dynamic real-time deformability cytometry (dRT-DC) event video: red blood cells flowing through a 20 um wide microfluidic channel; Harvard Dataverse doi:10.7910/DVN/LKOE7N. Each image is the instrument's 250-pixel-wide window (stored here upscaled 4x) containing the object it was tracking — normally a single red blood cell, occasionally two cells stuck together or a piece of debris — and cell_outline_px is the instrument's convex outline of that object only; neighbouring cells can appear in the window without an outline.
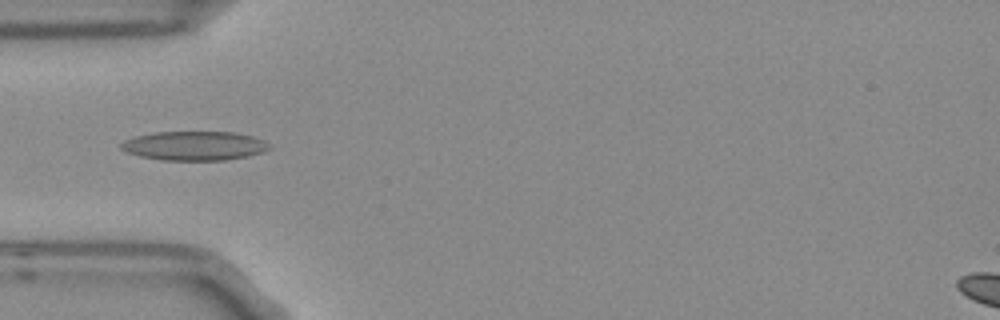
{"species": "Egyptian fruit bat (a non-hibernating species)", "species_latin": "Rousettus aegyptiacus", "temperature_condition": "room temperature", "stored_images_in_passage": 5, "camera_frame_rate_fps": 3000, "um_per_image_px": 0.085, "frame": {"image": 1, "passage_image": 3, "time_ms": 0.667, "image_size_px": [1000, 320], "cell_outline_px": [[272, 148], [264, 152], [248, 156], [224, 160], [160, 160], [140, 156], [128, 152], [120, 148], [120, 144], [124, 140], [136, 136], [152, 132], [232, 132], [252, 136], [264, 140], [272, 144]], "centroid_in_image_um": [16.56, 12.39], "position_along_channel_um": 68.4, "area_um2": 25.32}}
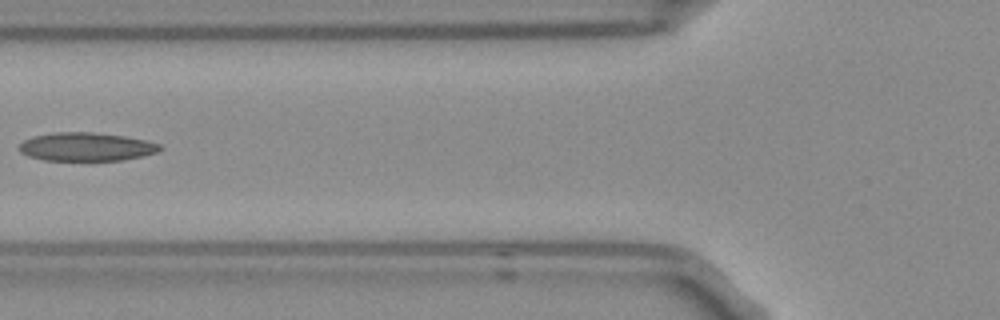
{"frame": {"image": 2, "passage_image": 4, "time_ms": 1.0, "image_size_px": [1000, 320], "cell_outline_px": [[164, 148], [156, 152], [124, 160], [44, 160], [28, 156], [20, 152], [20, 144], [24, 140], [32, 136], [52, 132], [92, 132], [124, 136], [144, 140], [160, 144]], "centroid_in_image_um": [7.31, 12.47], "position_along_channel_um": 118.5, "area_um2": 23.24}}